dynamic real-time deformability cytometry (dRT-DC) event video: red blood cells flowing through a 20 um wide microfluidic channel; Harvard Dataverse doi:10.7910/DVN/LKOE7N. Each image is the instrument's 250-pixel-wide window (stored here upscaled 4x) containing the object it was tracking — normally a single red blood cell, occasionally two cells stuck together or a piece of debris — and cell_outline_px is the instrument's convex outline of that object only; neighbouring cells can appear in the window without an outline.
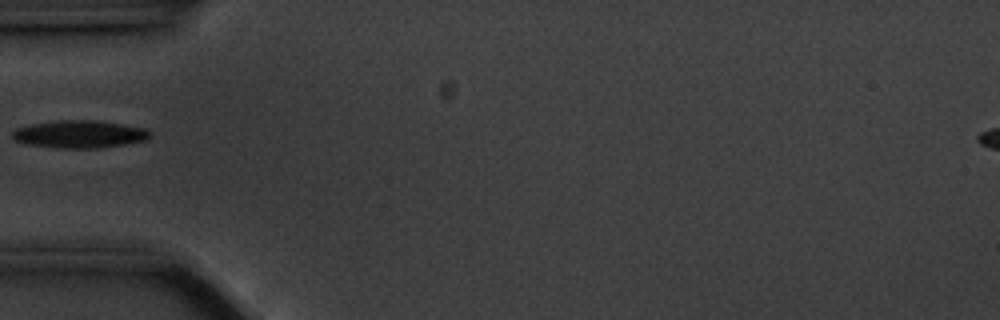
{"species": "common noctule bat (a hibernating species)", "species_latin": "Nyctalus noctula", "temperature_condition": "cold", "stored_images_in_passage": 39, "camera_frame_rate_fps": 3000, "um_per_image_px": 0.085, "animal": {"sex": "male", "body_mass_g": 20.1, "forearm_length_mm": 53.5}, "frame": {"image": 1, "passage_image": 1, "time_ms": 0.0, "image_size_px": [1000, 320], "cell_outline_px": [[152, 136], [148, 140], [124, 144], [96, 148], [56, 148], [28, 144], [16, 140], [12, 136], [12, 132], [16, 128], [32, 124], [56, 120], [92, 120], [148, 128], [152, 132]], "centroid_in_image_um": [6.81, 11.4], "position_along_channel_um": 78.2, "area_um2": 22.14}}
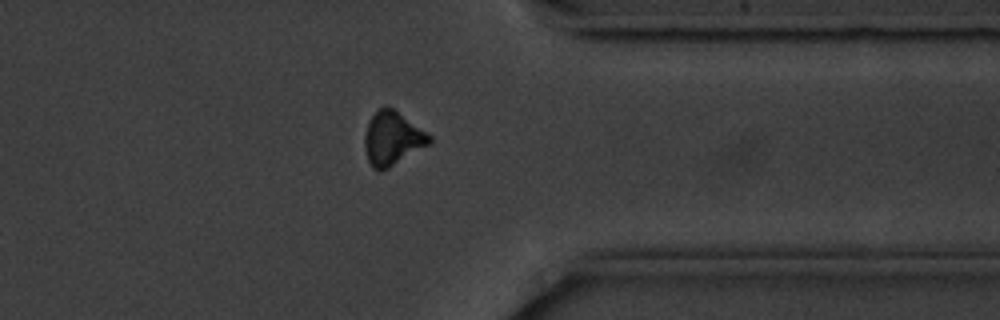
{"frame": {"image": 2, "passage_image": 27, "time_ms": 8.667, "image_size_px": [1000, 320], "cell_outline_px": [[432, 144], [388, 168], [372, 168], [368, 160], [364, 148], [364, 136], [368, 124], [372, 116], [380, 108], [392, 108], [428, 132], [432, 136]], "centroid_in_image_um": [33.4, 11.78], "position_along_channel_um": 378.0, "area_um2": 20.06}}
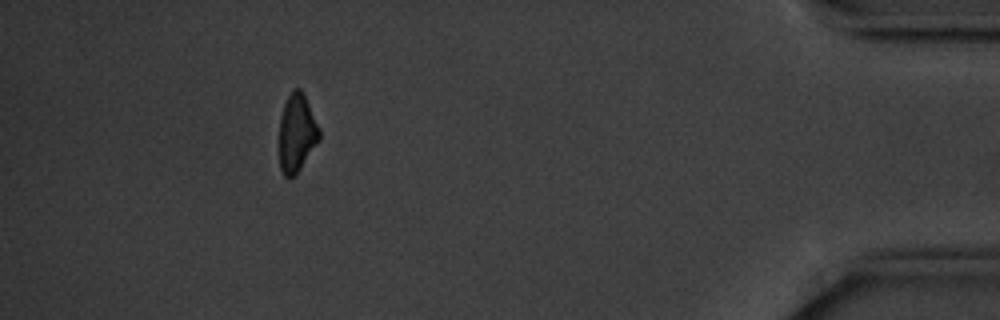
{"frame": {"image": 3, "passage_image": 34, "time_ms": 11.0, "image_size_px": [1000, 320], "cell_outline_px": [[320, 140], [296, 176], [284, 176], [280, 168], [280, 116], [284, 104], [292, 88], [300, 88], [304, 92], [320, 128]], "centroid_in_image_um": [25.25, 11.29], "position_along_channel_um": 409.9, "area_um2": 18.5}}